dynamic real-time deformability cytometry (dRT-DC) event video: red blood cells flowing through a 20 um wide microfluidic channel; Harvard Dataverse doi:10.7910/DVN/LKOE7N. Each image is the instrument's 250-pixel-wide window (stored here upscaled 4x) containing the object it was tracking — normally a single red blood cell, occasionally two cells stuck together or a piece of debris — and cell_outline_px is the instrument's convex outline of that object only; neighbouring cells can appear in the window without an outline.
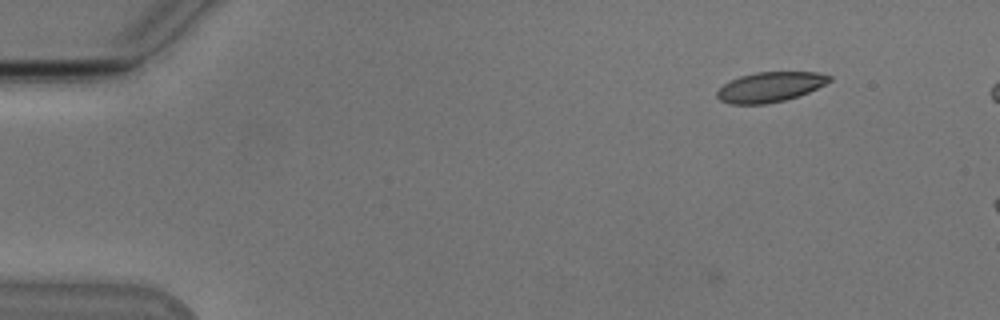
{"species": "Egyptian fruit bat (a non-hibernating species)", "species_latin": "Rousettus aegyptiacus", "temperature_condition": "cold", "stored_images_in_passage": 5, "camera_frame_rate_fps": 3000, "um_per_image_px": 0.085, "animal": {"sex": "male"}, "frame": {"image": 1, "passage_image": 5, "time_ms": 1.333, "image_size_px": [1000, 320], "cell_outline_px": [[832, 80], [800, 96], [784, 100], [764, 104], [732, 104], [720, 100], [716, 96], [716, 92], [724, 84], [740, 76], [756, 72], [816, 72], [832, 76]], "centroid_in_image_um": [65.46, 7.39], "position_along_channel_um": 19.5, "area_um2": 19.48}}